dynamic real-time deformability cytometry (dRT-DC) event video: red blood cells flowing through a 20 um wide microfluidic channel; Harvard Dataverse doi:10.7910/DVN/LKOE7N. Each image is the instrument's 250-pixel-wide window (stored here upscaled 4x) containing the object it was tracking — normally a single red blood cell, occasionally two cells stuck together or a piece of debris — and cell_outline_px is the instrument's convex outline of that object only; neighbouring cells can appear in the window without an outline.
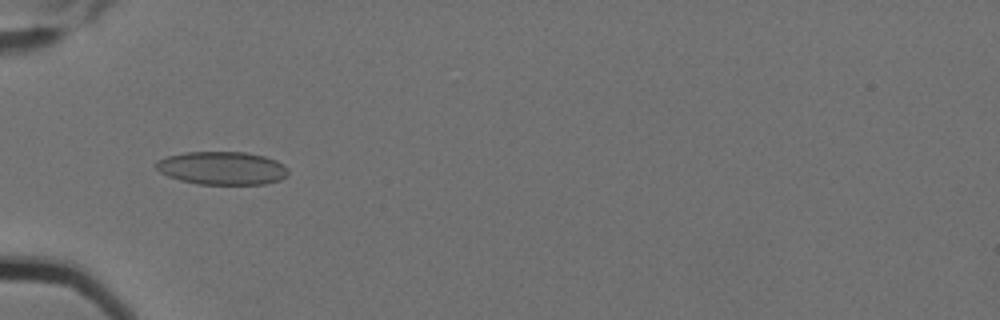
{"species": "Egyptian fruit bat (a non-hibernating species)", "species_latin": "Rousettus aegyptiacus", "temperature_condition": "cold", "stored_images_in_passage": 2, "camera_frame_rate_fps": 3000, "um_per_image_px": 0.085, "animal": {"sex": "female"}, "frame": {"image": 1, "passage_image": 1, "time_ms": 0.0, "image_size_px": [1000, 320], "cell_outline_px": [[288, 176], [280, 180], [264, 184], [196, 184], [180, 180], [168, 176], [160, 172], [156, 168], [156, 160], [168, 156], [184, 152], [244, 152], [264, 156], [276, 160], [284, 164], [288, 168]], "centroid_in_image_um": [18.89, 14.29], "position_along_channel_um": 66.1, "area_um2": 25.66}}
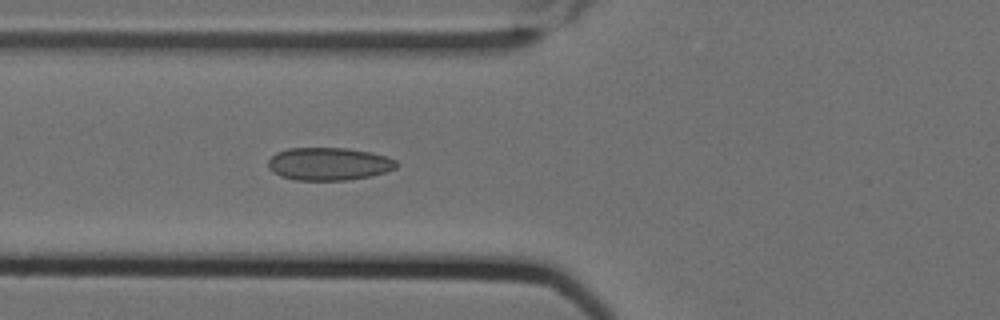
{"frame": {"image": 2, "passage_image": 2, "time_ms": 0.333, "image_size_px": [1000, 320], "cell_outline_px": [[400, 164], [396, 168], [372, 176], [348, 180], [296, 180], [280, 176], [272, 172], [268, 168], [268, 160], [276, 152], [288, 148], [348, 148], [388, 156], [396, 160]], "centroid_in_image_um": [27.95, 13.93], "position_along_channel_um": 97.8, "area_um2": 24.74}}